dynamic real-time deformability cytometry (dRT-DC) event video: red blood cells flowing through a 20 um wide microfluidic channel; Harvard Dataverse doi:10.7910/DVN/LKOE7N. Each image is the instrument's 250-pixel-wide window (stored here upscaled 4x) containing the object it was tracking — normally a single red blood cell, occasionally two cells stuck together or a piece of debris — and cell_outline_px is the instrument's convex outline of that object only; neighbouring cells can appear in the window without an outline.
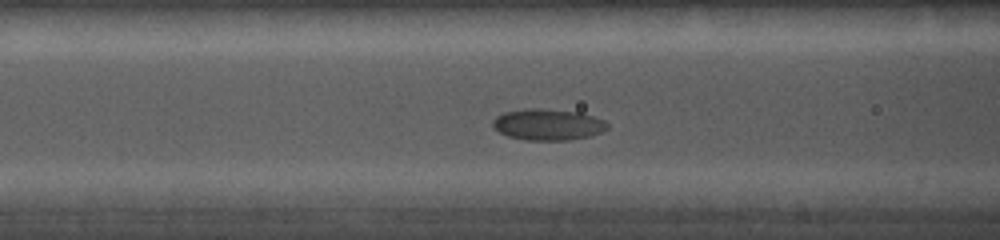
{"species": "common noctule bat (a hibernating species)", "species_latin": "Nyctalus noctula", "temperature_condition": "cold", "stored_images_in_passage": 18, "camera_frame_rate_fps": 5000, "um_per_image_px": 0.085, "animal": {"sex": "female", "body_mass_g": 19.0, "forearm_length_mm": 56.7}, "frame": {"image": 1, "passage_image": 15, "time_ms": 5.2, "image_size_px": [1000, 240], "cell_outline_px": [[608, 128], [600, 132], [588, 136], [568, 140], [524, 140], [508, 136], [500, 132], [492, 124], [492, 120], [496, 116], [504, 112], [524, 108], [544, 108], [580, 112], [604, 120], [608, 124]], "centroid_in_image_um": [46.55, 10.57], "position_along_channel_um": 120.1, "area_um2": 20.92}}